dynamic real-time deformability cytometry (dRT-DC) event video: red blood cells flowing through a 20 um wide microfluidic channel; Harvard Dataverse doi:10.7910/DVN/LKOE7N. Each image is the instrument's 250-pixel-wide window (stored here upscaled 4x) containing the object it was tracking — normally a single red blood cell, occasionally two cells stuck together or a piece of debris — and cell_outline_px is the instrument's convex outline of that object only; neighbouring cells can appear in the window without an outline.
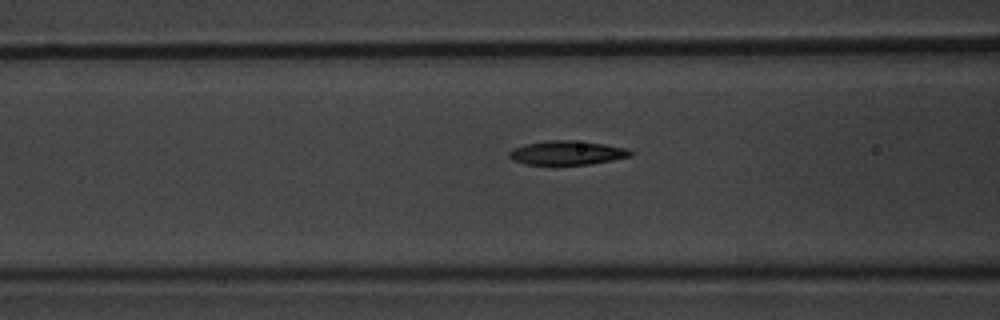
{"species": "common noctule bat (a hibernating species)", "species_latin": "Nyctalus noctula", "temperature_condition": "warm", "stored_images_in_passage": 42, "camera_frame_rate_fps": 3000, "um_per_image_px": 0.085, "animal": {"sex": "male", "body_mass_g": 20.1, "forearm_length_mm": 53.5}, "frame": {"image": 1, "passage_image": 18, "time_ms": 5.667, "image_size_px": [1000, 320], "cell_outline_px": [[636, 152], [632, 156], [592, 164], [524, 164], [512, 160], [508, 156], [508, 152], [512, 148], [524, 144], [552, 140], [572, 140], [604, 144], [624, 148]], "centroid_in_image_um": [48.18, 12.99], "position_along_channel_um": 118.4, "area_um2": 16.99}}
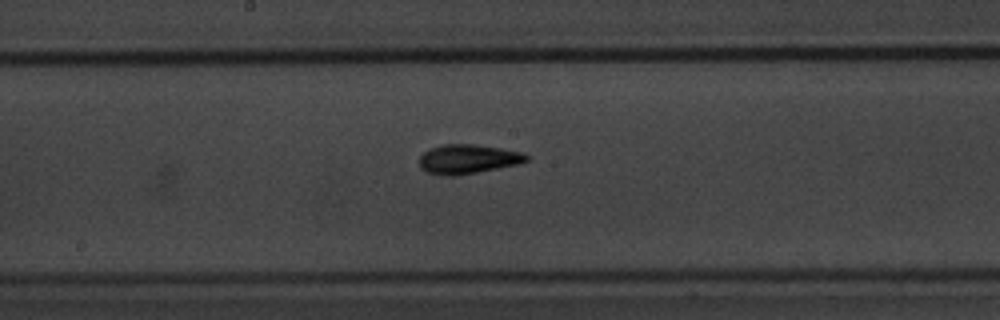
{"frame": {"image": 2, "passage_image": 25, "time_ms": 8.0, "image_size_px": [1000, 320], "cell_outline_px": [[528, 160], [520, 164], [456, 176], [444, 176], [428, 172], [420, 168], [420, 156], [424, 152], [432, 148], [444, 144], [472, 144], [500, 148], [524, 152], [528, 156]], "centroid_in_image_um": [39.79, 13.53], "position_along_channel_um": 208.4, "area_um2": 18.26}}
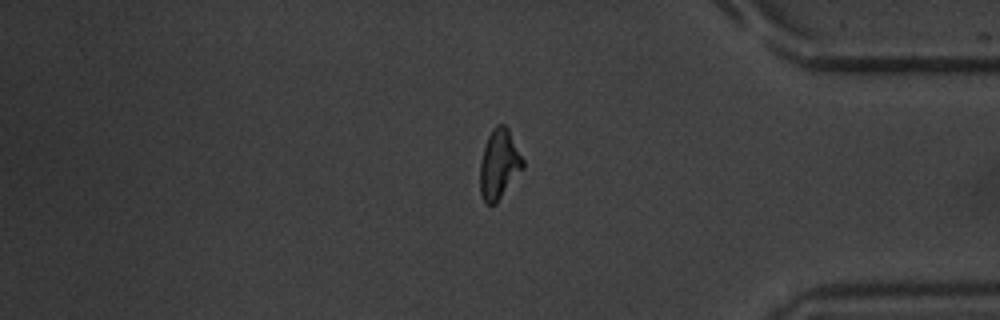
{"frame": {"image": 3, "passage_image": 41, "time_ms": 13.333, "image_size_px": [1000, 320], "cell_outline_px": [[524, 168], [496, 204], [484, 204], [480, 196], [480, 164], [484, 148], [488, 136], [492, 128], [496, 124], [504, 124], [508, 128], [524, 160]], "centroid_in_image_um": [42.42, 13.98], "position_along_channel_um": 392.8, "area_um2": 17.57}}